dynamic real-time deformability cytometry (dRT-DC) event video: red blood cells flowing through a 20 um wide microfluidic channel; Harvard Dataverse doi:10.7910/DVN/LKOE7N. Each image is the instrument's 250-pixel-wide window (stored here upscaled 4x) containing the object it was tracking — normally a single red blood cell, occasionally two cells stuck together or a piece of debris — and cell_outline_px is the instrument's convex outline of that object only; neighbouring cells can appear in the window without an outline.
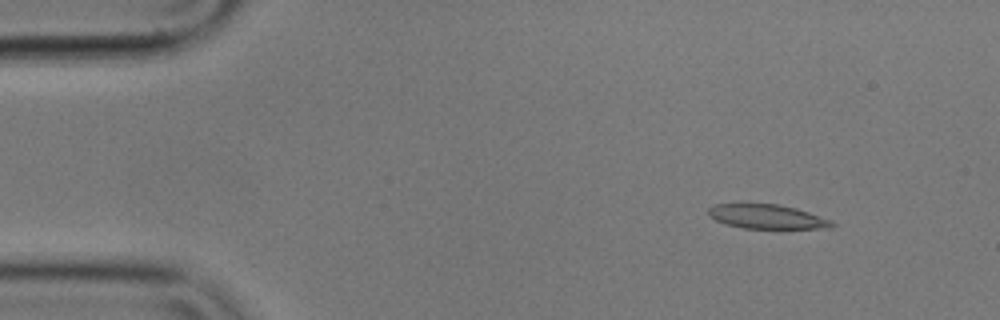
{"species": "common noctule bat (a hibernating species)", "species_latin": "Nyctalus noctula", "temperature_condition": "cold", "stored_images_in_passage": 6, "camera_frame_rate_fps": 3000, "um_per_image_px": 0.085, "animal": {"sex": "male", "body_mass_g": 17.9}, "frame": {"image": 1, "passage_image": 2, "time_ms": 0.333, "image_size_px": [1000, 320], "cell_outline_px": [[836, 224], [832, 228], [744, 228], [728, 224], [716, 220], [708, 216], [708, 208], [716, 204], [776, 204], [796, 208], [832, 220]], "centroid_in_image_um": [65.22, 18.41], "position_along_channel_um": 19.8, "area_um2": 17.28}}
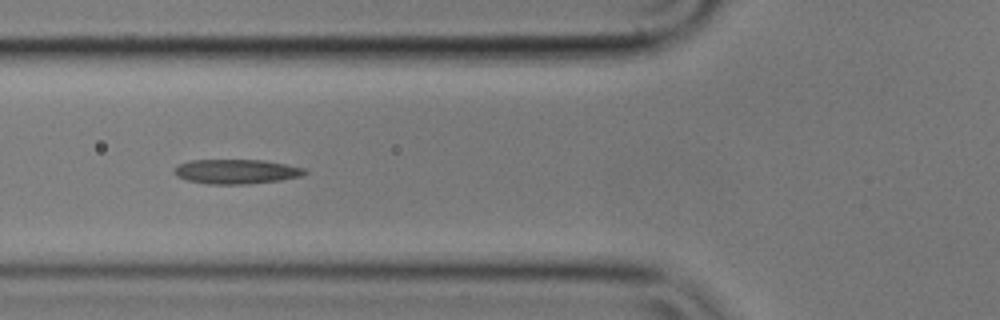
{"frame": {"image": 2, "passage_image": 6, "time_ms": 1.667, "image_size_px": [1000, 320], "cell_outline_px": [[308, 172], [300, 176], [280, 180], [248, 184], [208, 184], [188, 180], [176, 176], [172, 172], [180, 164], [188, 160], [264, 160], [304, 168]], "centroid_in_image_um": [20.06, 14.58], "position_along_channel_um": 105.7, "area_um2": 18.55}}